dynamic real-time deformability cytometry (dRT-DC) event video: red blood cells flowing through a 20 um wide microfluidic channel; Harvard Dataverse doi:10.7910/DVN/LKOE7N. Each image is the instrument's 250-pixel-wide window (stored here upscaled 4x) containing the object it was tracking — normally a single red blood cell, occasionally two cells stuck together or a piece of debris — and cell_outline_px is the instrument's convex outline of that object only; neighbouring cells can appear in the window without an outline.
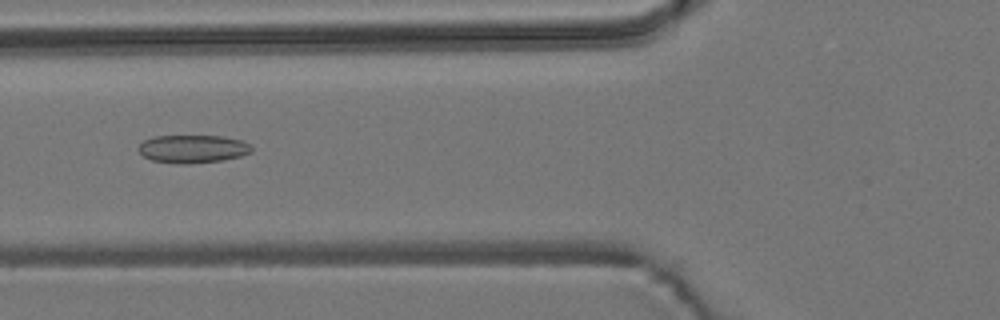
{"species": "common noctule bat (a hibernating species)", "species_latin": "Nyctalus noctula", "temperature_condition": "room temperature", "stored_images_in_passage": 6, "camera_frame_rate_fps": 3000, "um_per_image_px": 0.085, "animal": {"sex": "male", "body_mass_g": 19.2, "forearm_length_mm": 51.8}, "frame": {"image": 1, "passage_image": 4, "time_ms": 1.0, "image_size_px": [1000, 320], "cell_outline_px": [[252, 152], [240, 156], [220, 160], [188, 164], [180, 164], [152, 160], [144, 156], [136, 148], [144, 140], [152, 136], [224, 136], [240, 140], [248, 144], [252, 148]], "centroid_in_image_um": [16.35, 12.65], "position_along_channel_um": 109.4, "area_um2": 18.38}}
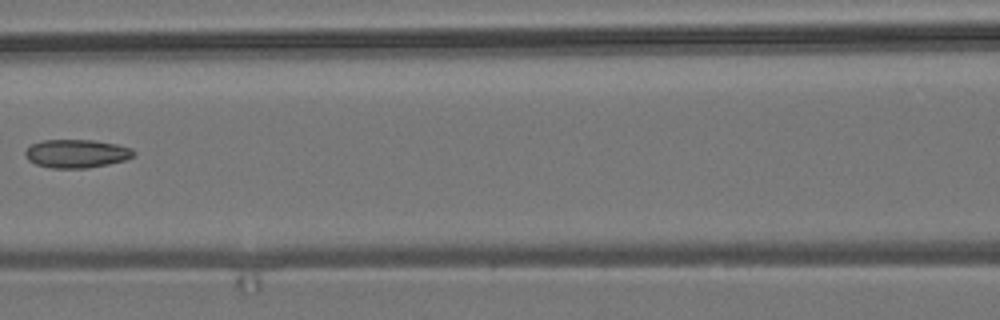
{"frame": {"image": 2, "passage_image": 5, "time_ms": 1.333, "image_size_px": [1000, 320], "cell_outline_px": [[136, 156], [124, 160], [108, 164], [88, 168], [52, 168], [36, 164], [28, 160], [24, 156], [24, 152], [32, 144], [40, 140], [96, 140], [116, 144], [132, 148], [136, 152]], "centroid_in_image_um": [6.52, 13.05], "position_along_channel_um": 160.1, "area_um2": 18.09}}
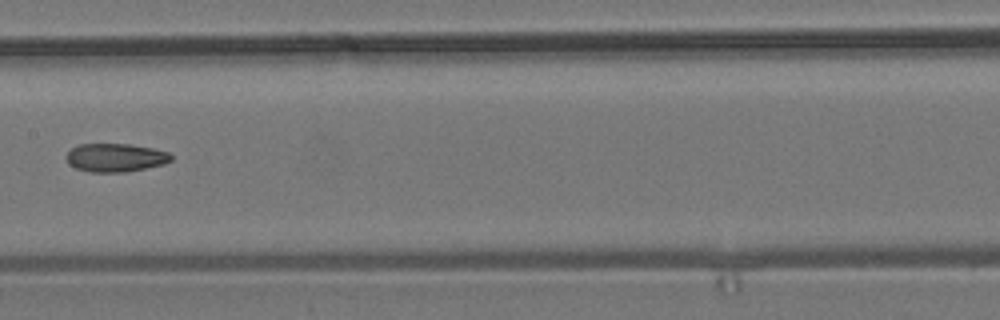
{"frame": {"image": 3, "passage_image": 6, "time_ms": 1.667, "image_size_px": [1000, 320], "cell_outline_px": [[172, 160], [164, 164], [124, 172], [88, 172], [76, 168], [68, 164], [64, 156], [72, 148], [80, 144], [128, 144], [152, 148], [168, 152], [172, 156]], "centroid_in_image_um": [9.78, 13.4], "position_along_channel_um": 197.6, "area_um2": 17.34}}